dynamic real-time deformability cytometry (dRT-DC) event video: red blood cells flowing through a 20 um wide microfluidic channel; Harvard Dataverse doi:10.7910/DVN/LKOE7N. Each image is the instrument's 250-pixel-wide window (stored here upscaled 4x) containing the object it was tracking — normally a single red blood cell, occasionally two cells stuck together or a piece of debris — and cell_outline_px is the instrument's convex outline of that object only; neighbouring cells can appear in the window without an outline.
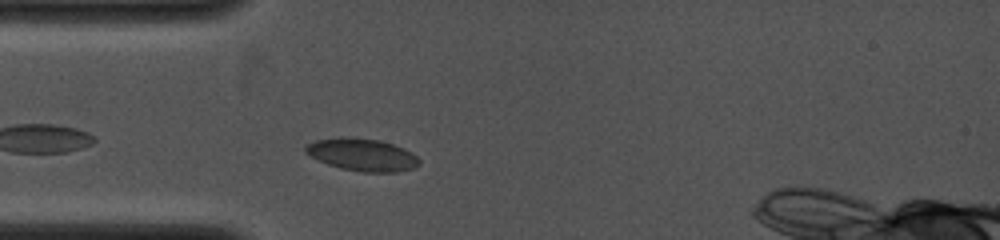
{"species": "common noctule bat (a hibernating species)", "species_latin": "Nyctalus noctula", "temperature_condition": "cold", "stored_images_in_passage": 7, "camera_frame_rate_fps": 4000, "um_per_image_px": 0.085, "animal": {"sex": "female", "body_mass_g": 19.0, "forearm_length_mm": 53.3}, "frame": {"image": 1, "passage_image": 2, "time_ms": 0.5, "image_size_px": [1000, 240], "cell_outline_px": [[420, 164], [412, 168], [396, 172], [364, 172], [340, 168], [328, 164], [304, 152], [304, 148], [308, 144], [316, 140], [380, 140], [404, 148], [412, 152], [420, 160]], "centroid_in_image_um": [30.86, 13.2], "position_along_channel_um": 54.1, "area_um2": 20.46}}
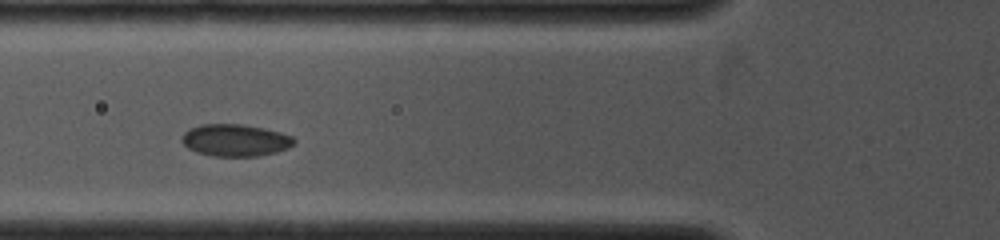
{"frame": {"image": 2, "passage_image": 4, "time_ms": 1.75, "image_size_px": [1000, 240], "cell_outline_px": [[296, 144], [288, 148], [276, 152], [256, 156], [212, 156], [196, 152], [188, 148], [180, 140], [180, 136], [188, 128], [200, 124], [244, 124], [264, 128], [280, 132], [292, 136], [296, 140]], "centroid_in_image_um": [19.98, 11.91], "position_along_channel_um": 105.8, "area_um2": 21.27}}
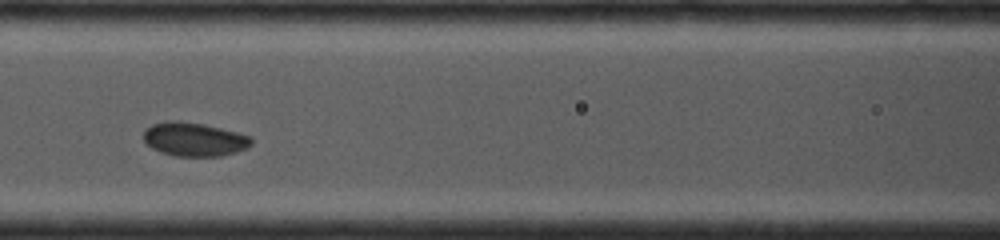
{"frame": {"image": 3, "passage_image": 6, "time_ms": 2.75, "image_size_px": [1000, 240], "cell_outline_px": [[252, 144], [248, 148], [236, 152], [220, 156], [176, 156], [160, 152], [152, 148], [144, 140], [144, 128], [152, 124], [168, 120], [176, 120], [204, 124], [252, 136]], "centroid_in_image_um": [16.51, 11.83], "position_along_channel_um": 150.1, "area_um2": 21.33}}